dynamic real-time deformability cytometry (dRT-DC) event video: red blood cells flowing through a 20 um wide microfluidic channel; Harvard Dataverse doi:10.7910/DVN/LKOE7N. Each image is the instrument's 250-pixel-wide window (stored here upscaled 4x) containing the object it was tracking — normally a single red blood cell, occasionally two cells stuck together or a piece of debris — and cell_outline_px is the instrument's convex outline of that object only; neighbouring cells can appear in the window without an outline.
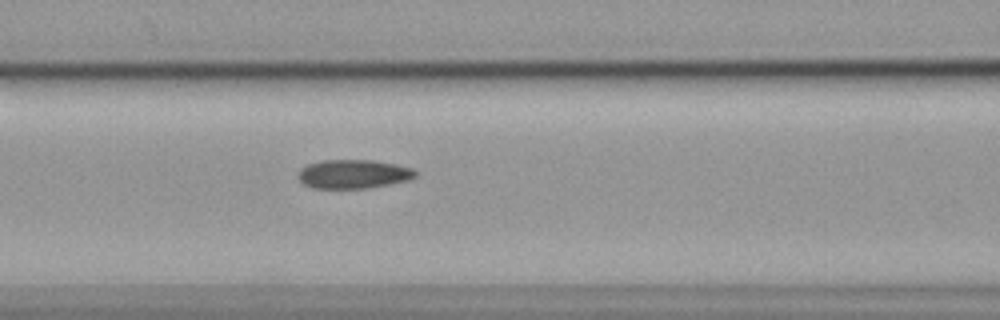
{"species": "common noctule bat (a hibernating species)", "species_latin": "Nyctalus noctula", "temperature_condition": "cold", "stored_images_in_passage": 41, "camera_frame_rate_fps": 3000, "um_per_image_px": 0.085, "animal": {"sex": "female", "body_mass_g": 19.9}, "frame": {"image": 1, "passage_image": 12, "time_ms": 3.667, "image_size_px": [1000, 320], "cell_outline_px": [[416, 176], [408, 180], [368, 188], [312, 188], [304, 184], [296, 176], [296, 172], [300, 168], [308, 164], [320, 160], [372, 160], [396, 164], [412, 168], [416, 172]], "centroid_in_image_um": [29.98, 14.79], "position_along_channel_um": 136.6, "area_um2": 19.83}}
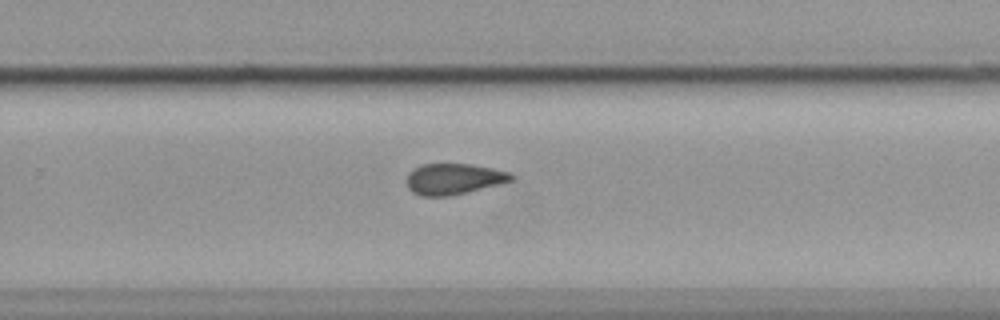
{"frame": {"image": 2, "passage_image": 25, "time_ms": 8.0, "image_size_px": [1000, 320], "cell_outline_px": [[516, 176], [512, 180], [500, 184], [448, 196], [420, 196], [412, 192], [408, 188], [404, 180], [408, 172], [412, 168], [420, 164], [472, 164], [512, 172]], "centroid_in_image_um": [38.52, 15.2], "position_along_channel_um": 291.3, "area_um2": 19.19}}
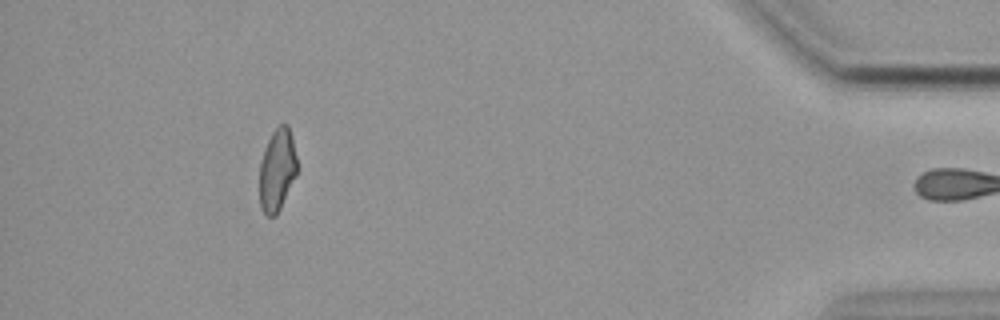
{"frame": {"image": 3, "passage_image": 40, "time_ms": 13.0, "image_size_px": [1000, 320], "cell_outline_px": [[296, 176], [276, 216], [268, 216], [260, 208], [260, 164], [264, 148], [272, 132], [280, 124], [288, 124], [292, 136], [296, 156]], "centroid_in_image_um": [23.55, 14.43], "position_along_channel_um": 411.6, "area_um2": 17.92}, "authors_computed_cell_mechanics": {"area_um2": 19.5942, "velocity_mm_per_s": 3.5796, "shape_relaxation_time_tau1_ms": null, "shape_relaxation_time_tau2_ms": 6.5406, "deformation_change_tau1": null, "deformation_change_tau2": 0.1182}}